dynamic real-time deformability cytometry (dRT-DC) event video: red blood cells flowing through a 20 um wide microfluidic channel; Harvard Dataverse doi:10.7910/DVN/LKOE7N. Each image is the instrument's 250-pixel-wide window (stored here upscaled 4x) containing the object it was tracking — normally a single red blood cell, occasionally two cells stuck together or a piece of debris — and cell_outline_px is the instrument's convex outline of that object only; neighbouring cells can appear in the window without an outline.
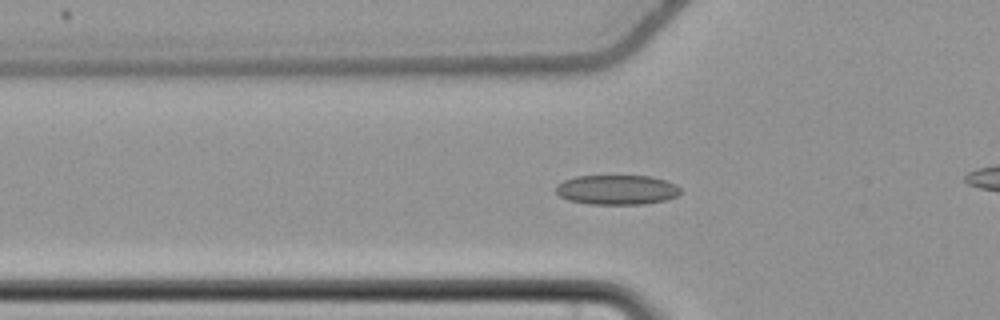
{"species": "common noctule bat (a hibernating species)", "species_latin": "Nyctalus noctula", "temperature_condition": "cold", "stored_images_in_passage": 51, "camera_frame_rate_fps": 3000, "um_per_image_px": 0.085, "animal": {"sex": "female", "body_mass_g": 22.7, "forearm_length_mm": 54.2}, "frame": {"image": 1, "passage_image": 21, "time_ms": 6.667, "image_size_px": [1000, 320], "cell_outline_px": [[680, 192], [676, 196], [668, 200], [644, 204], [588, 204], [568, 200], [560, 196], [556, 192], [556, 184], [564, 180], [576, 176], [648, 176], [664, 180], [676, 184], [680, 188]], "centroid_in_image_um": [52.42, 16.14], "position_along_channel_um": 73.4, "area_um2": 21.62}}
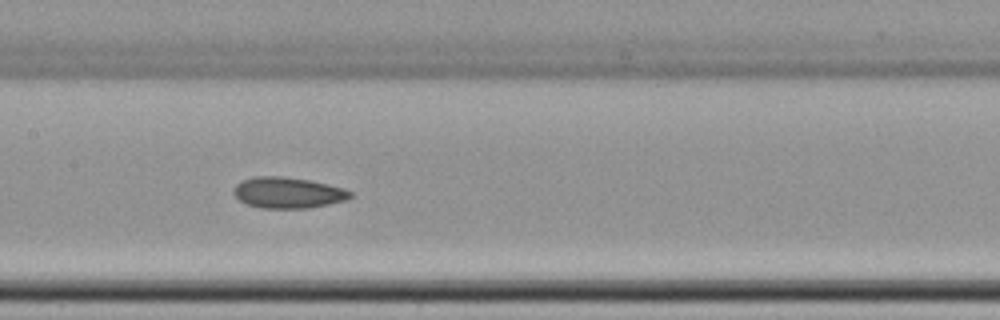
{"frame": {"image": 2, "passage_image": 30, "time_ms": 9.667, "image_size_px": [1000, 320], "cell_outline_px": [[352, 196], [348, 200], [308, 208], [260, 208], [248, 204], [240, 200], [232, 192], [236, 184], [252, 176], [280, 176], [312, 180], [344, 188], [352, 192]], "centroid_in_image_um": [24.49, 16.37], "position_along_channel_um": 182.9, "area_um2": 21.15}}
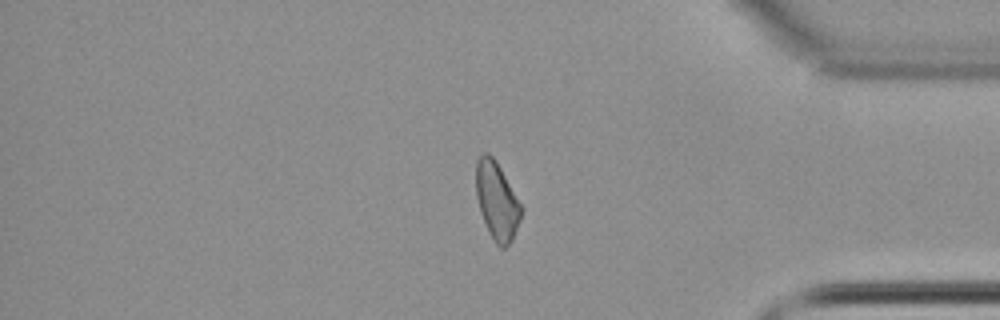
{"frame": {"image": 3, "passage_image": 49, "time_ms": 16.0, "image_size_px": [1000, 320], "cell_outline_px": [[524, 208], [520, 220], [512, 240], [504, 248], [500, 248], [496, 244], [488, 232], [480, 212], [476, 196], [476, 160], [484, 152], [488, 152], [496, 160]], "centroid_in_image_um": [42.24, 17.07], "position_along_channel_um": 393.0, "area_um2": 20.69}, "authors_computed_cell_mechanics": {"area_um2": 21.3282, "velocity_mm_per_s": 3.666, "shape_relaxation_time_tau1_ms": 3.3416, "shape_relaxation_time_tau2_ms": 4.005, "deformation_change_tau1": 0.0643, "deformation_change_tau2": 0.0902}}